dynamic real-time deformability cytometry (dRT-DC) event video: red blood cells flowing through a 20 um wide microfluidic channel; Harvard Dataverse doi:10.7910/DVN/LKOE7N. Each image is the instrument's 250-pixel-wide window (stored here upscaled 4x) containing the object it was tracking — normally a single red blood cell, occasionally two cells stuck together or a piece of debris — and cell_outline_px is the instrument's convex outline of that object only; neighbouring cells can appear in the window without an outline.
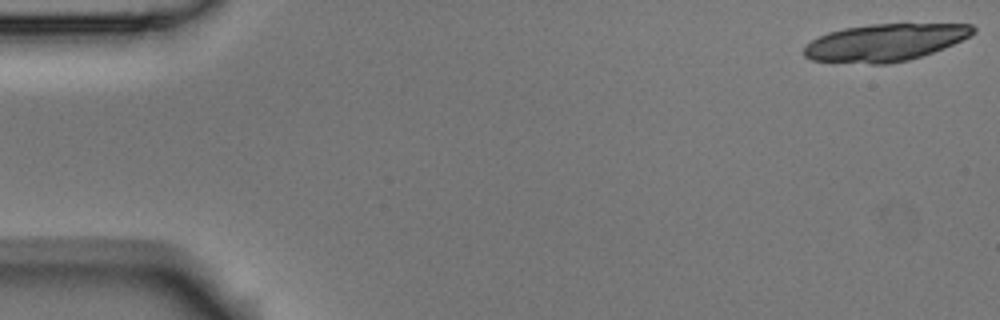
{"species": "Egyptian fruit bat (a non-hibernating species)", "species_latin": "Rousettus aegyptiacus", "temperature_condition": "room temperature", "stored_images_in_passage": 5, "camera_frame_rate_fps": 3000, "um_per_image_px": 0.085, "animal": {"sex": "male"}, "frame": {"image": 1, "passage_image": 1, "time_ms": 0.0, "image_size_px": [1000, 320], "cell_outline_px": [[976, 32], [944, 48], [908, 60], [888, 64], [872, 64], [812, 60], [804, 56], [804, 48], [812, 40], [828, 32], [844, 28], [872, 24], [972, 24], [976, 28]], "centroid_in_image_um": [75.22, 3.61], "position_along_channel_um": 9.8, "area_um2": 36.36}}
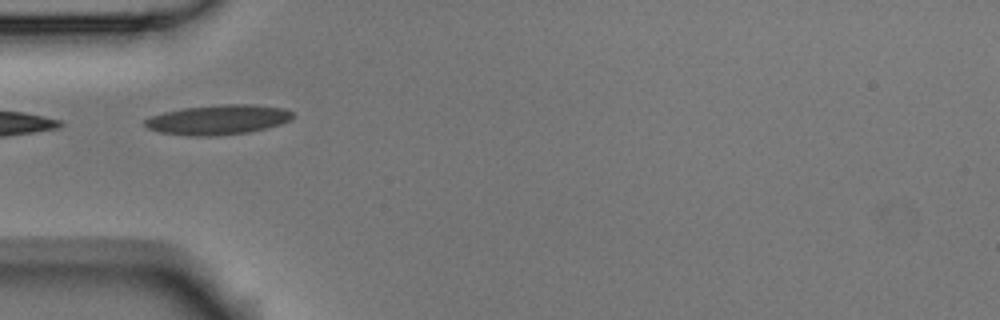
{"frame": {"image": 2, "passage_image": 5, "time_ms": 1.333, "image_size_px": [1000, 320], "cell_outline_px": [[292, 120], [268, 128], [248, 132], [216, 136], [192, 136], [160, 132], [148, 128], [144, 124], [144, 120], [152, 116], [164, 112], [184, 108], [224, 104], [252, 104], [284, 108], [292, 112]], "centroid_in_image_um": [18.56, 10.18], "position_along_channel_um": 66.4, "area_um2": 25.61}}